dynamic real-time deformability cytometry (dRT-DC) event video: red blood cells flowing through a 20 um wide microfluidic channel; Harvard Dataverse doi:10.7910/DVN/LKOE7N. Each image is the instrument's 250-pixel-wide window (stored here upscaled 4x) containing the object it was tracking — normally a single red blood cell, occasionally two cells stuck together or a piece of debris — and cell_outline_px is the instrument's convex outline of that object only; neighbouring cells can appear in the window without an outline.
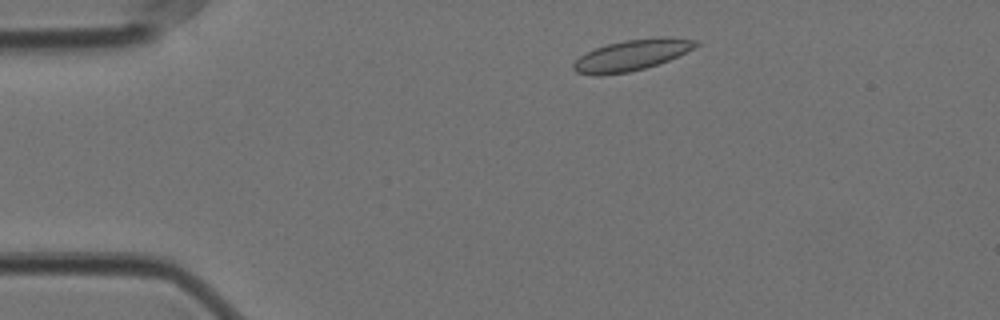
{"species": "Egyptian fruit bat (a non-hibernating species)", "species_latin": "Rousettus aegyptiacus", "temperature_condition": "cold", "stored_images_in_passage": 52, "camera_frame_rate_fps": 3000, "um_per_image_px": 0.085, "animal": {"sex": "female"}, "frame": {"image": 1, "passage_image": 5, "time_ms": 1.333, "image_size_px": [1000, 320], "cell_outline_px": [[700, 44], [668, 60], [644, 68], [628, 72], [600, 76], [596, 76], [576, 72], [572, 68], [572, 64], [580, 56], [596, 48], [608, 44], [624, 40], [656, 36], [664, 36], [700, 40]], "centroid_in_image_um": [53.69, 4.67], "position_along_channel_um": 31.3, "area_um2": 22.02}}
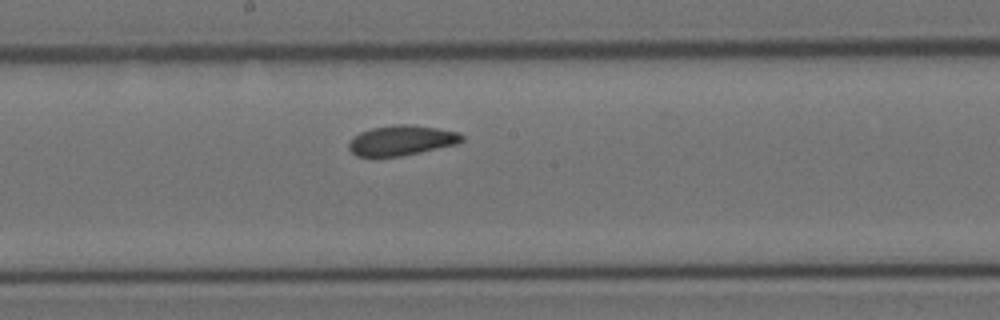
{"frame": {"image": 2, "passage_image": 25, "time_ms": 8.0, "image_size_px": [1000, 320], "cell_outline_px": [[464, 140], [456, 144], [420, 152], [400, 156], [356, 156], [348, 148], [348, 144], [360, 132], [372, 128], [396, 124], [412, 124], [436, 128], [456, 132], [464, 136]], "centroid_in_image_um": [34.13, 11.93], "position_along_channel_um": 214.1, "area_um2": 19.54}}
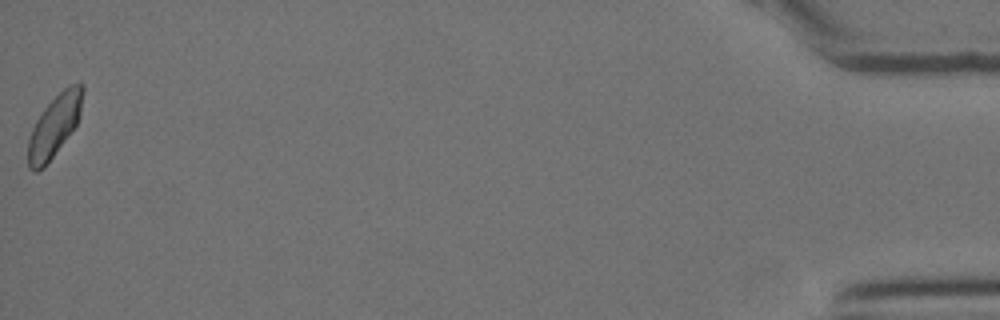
{"frame": {"image": 3, "passage_image": 52, "time_ms": 17.0, "image_size_px": [1000, 320], "cell_outline_px": [[84, 92], [80, 116], [76, 124], [44, 168], [36, 172], [32, 172], [28, 168], [28, 140], [32, 128], [36, 120], [44, 108], [68, 84], [84, 84]], "centroid_in_image_um": [4.62, 10.7], "position_along_channel_um": 430.6, "area_um2": 19.54}, "authors_computed_cell_mechanics": {"area_um2": 20.23, "velocity_mm_per_s": 3.481, "shape_relaxation_time_tau1_ms": 11.0736, "shape_relaxation_time_tau2_ms": 1.7565, "deformation_change_tau1": 0.1432, "deformation_change_tau2": 0.0614}}